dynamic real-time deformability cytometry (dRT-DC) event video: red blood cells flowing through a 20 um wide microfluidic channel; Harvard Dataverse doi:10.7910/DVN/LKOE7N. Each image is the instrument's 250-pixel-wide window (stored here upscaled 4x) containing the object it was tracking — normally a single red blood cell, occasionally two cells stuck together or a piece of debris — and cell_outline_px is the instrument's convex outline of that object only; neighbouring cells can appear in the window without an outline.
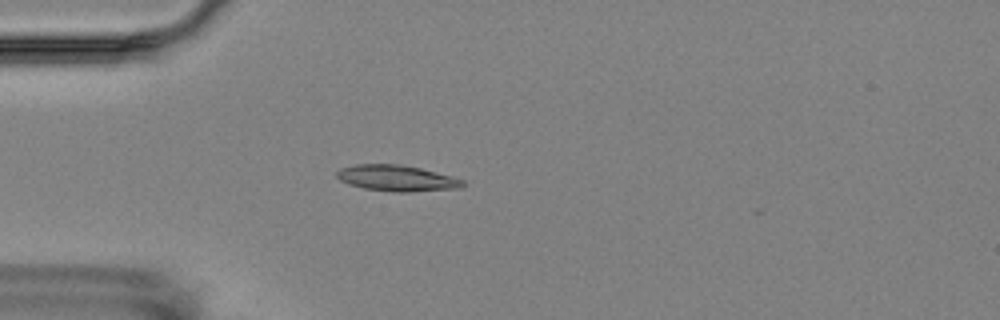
{"species": "Egyptian fruit bat (a non-hibernating species)", "species_latin": "Rousettus aegyptiacus", "temperature_condition": "room temperature", "stored_images_in_passage": 5, "camera_frame_rate_fps": 3000, "um_per_image_px": 0.085, "animal": {"sex": "female"}, "frame": {"image": 1, "passage_image": 5, "time_ms": 4.667, "image_size_px": [1000, 320], "cell_outline_px": [[464, 184], [460, 188], [408, 192], [392, 192], [364, 188], [348, 184], [340, 180], [336, 176], [336, 172], [340, 168], [356, 164], [400, 164], [420, 168], [452, 176], [464, 180]], "centroid_in_image_um": [33.71, 15.14], "position_along_channel_um": 51.3, "area_um2": 19.13}}